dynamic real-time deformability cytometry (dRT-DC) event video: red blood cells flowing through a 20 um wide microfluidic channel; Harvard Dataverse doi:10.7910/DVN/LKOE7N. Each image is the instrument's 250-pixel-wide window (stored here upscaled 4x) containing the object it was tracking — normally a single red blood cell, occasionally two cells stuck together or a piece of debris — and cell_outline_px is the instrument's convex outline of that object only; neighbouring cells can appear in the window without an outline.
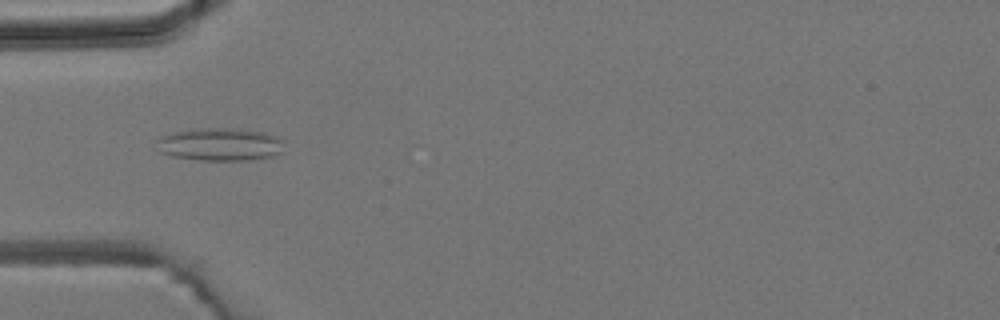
{"species": "common noctule bat (a hibernating species)", "species_latin": "Nyctalus noctula", "temperature_condition": "room temperature", "stored_images_in_passage": 1, "camera_frame_rate_fps": 3000, "um_per_image_px": 0.085, "animal": {"sex": "male", "body_mass_g": 19.2, "forearm_length_mm": 51.8}, "frame": {"image": 1, "passage_image": 1, "time_ms": 0.0, "image_size_px": [1000, 320], "cell_outline_px": [[284, 152], [268, 156], [248, 160], [200, 160], [172, 156], [160, 152], [156, 140], [160, 136], [176, 132], [200, 128], [240, 128], [264, 132], [276, 136], [284, 140]], "centroid_in_image_um": [18.74, 12.26], "position_along_channel_um": 66.3, "area_um2": 24.51}}